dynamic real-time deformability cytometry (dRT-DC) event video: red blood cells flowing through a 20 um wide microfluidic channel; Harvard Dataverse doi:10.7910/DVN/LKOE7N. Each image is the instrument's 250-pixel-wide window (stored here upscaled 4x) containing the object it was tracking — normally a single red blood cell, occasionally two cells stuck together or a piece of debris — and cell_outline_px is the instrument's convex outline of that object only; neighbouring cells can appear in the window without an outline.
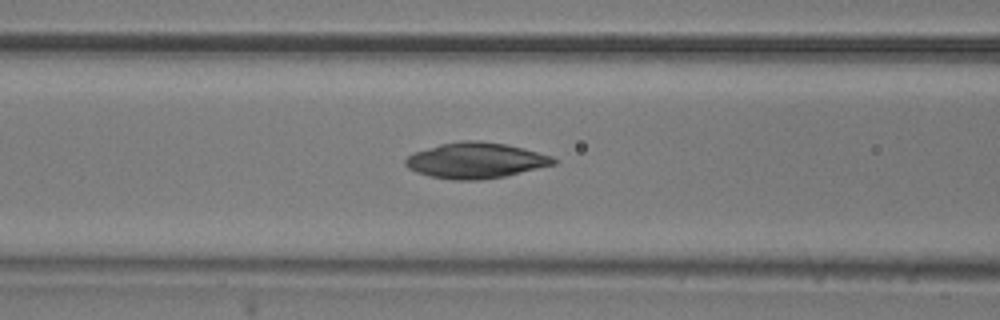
{"species": "common noctule bat (a hibernating species)", "species_latin": "Nyctalus noctula", "temperature_condition": "room temperature", "stored_images_in_passage": 6, "camera_frame_rate_fps": 3000, "um_per_image_px": 0.085, "animal": {"sex": "male", "body_mass_g": 20.5, "forearm_length_mm": 52.5}, "frame": {"image": 1, "passage_image": 6, "time_ms": 1.667, "image_size_px": [1000, 320], "cell_outline_px": [[560, 160], [556, 164], [504, 176], [480, 180], [452, 180], [428, 176], [416, 172], [408, 168], [404, 164], [404, 160], [408, 156], [416, 152], [440, 144], [460, 140], [480, 140], [504, 144], [524, 148], [552, 156]], "centroid_in_image_um": [40.44, 13.64], "position_along_channel_um": 126.2, "area_um2": 30.92}}